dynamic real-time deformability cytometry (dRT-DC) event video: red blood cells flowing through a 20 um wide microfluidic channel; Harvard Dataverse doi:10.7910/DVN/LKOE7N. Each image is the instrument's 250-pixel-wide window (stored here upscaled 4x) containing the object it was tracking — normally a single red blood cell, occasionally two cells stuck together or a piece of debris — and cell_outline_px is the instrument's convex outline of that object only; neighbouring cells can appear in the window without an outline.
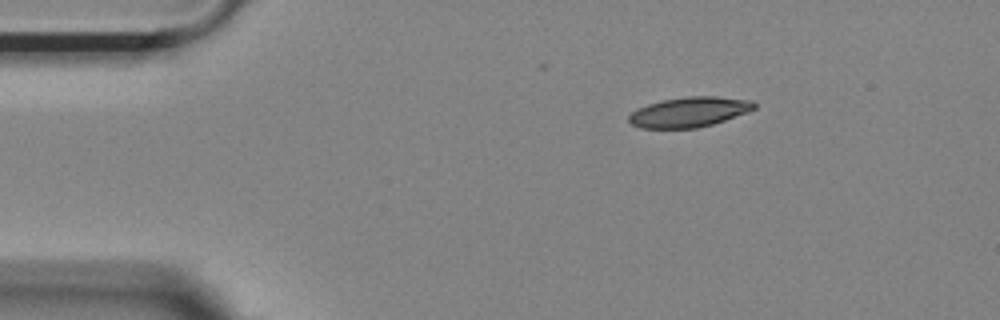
{"species": "Egyptian fruit bat (a non-hibernating species)", "species_latin": "Rousettus aegyptiacus", "temperature_condition": "room temperature", "stored_images_in_passage": 46, "camera_frame_rate_fps": 3000, "um_per_image_px": 0.085, "animal": {"sex": "female"}, "frame": {"image": 1, "passage_image": 1, "time_ms": 0.0, "image_size_px": [1000, 320], "cell_outline_px": [[756, 108], [748, 112], [712, 124], [696, 128], [640, 128], [632, 124], [628, 120], [628, 116], [636, 108], [648, 104], [664, 100], [688, 96], [716, 96], [752, 100], [756, 104]], "centroid_in_image_um": [58.59, 9.52], "position_along_channel_um": 26.4, "area_um2": 21.91}}
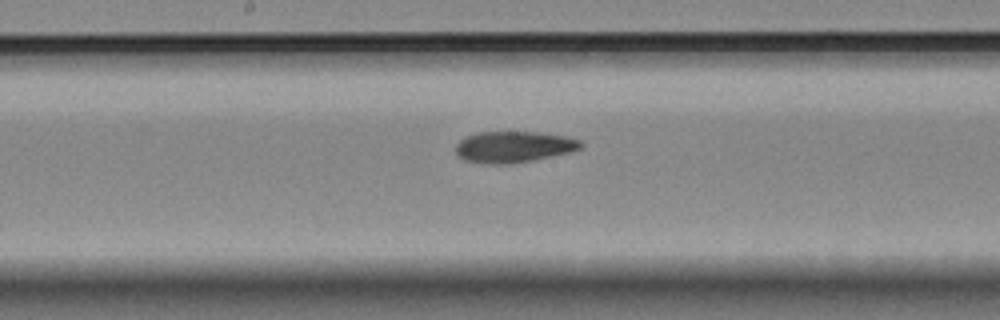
{"frame": {"image": 2, "passage_image": 20, "time_ms": 6.333, "image_size_px": [1000, 320], "cell_outline_px": [[584, 144], [580, 148], [572, 152], [532, 160], [504, 164], [492, 164], [464, 160], [456, 156], [456, 144], [464, 136], [476, 132], [540, 132], [568, 136], [580, 140]], "centroid_in_image_um": [43.66, 12.47], "position_along_channel_um": 204.5, "area_um2": 22.95}}
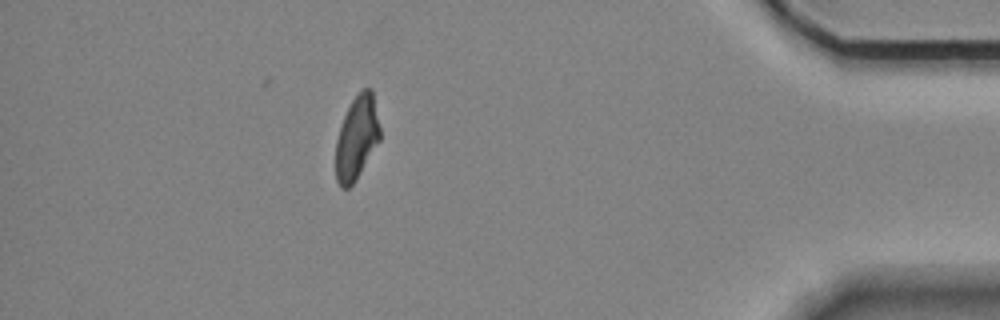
{"frame": {"image": 3, "passage_image": 40, "time_ms": 13.0, "image_size_px": [1000, 320], "cell_outline_px": [[380, 140], [356, 180], [348, 188], [340, 188], [336, 180], [336, 140], [344, 116], [352, 100], [364, 88], [372, 88], [380, 128]], "centroid_in_image_um": [30.33, 11.73], "position_along_channel_um": 404.9, "area_um2": 21.44}, "authors_computed_cell_mechanics": {"area_um2": 22.7154, "velocity_mm_per_s": 3.7038, "shape_relaxation_time_tau1_ms": null, "shape_relaxation_time_tau2_ms": 4.8621, "deformation_change_tau1": null, "deformation_change_tau2": 0.1261}}